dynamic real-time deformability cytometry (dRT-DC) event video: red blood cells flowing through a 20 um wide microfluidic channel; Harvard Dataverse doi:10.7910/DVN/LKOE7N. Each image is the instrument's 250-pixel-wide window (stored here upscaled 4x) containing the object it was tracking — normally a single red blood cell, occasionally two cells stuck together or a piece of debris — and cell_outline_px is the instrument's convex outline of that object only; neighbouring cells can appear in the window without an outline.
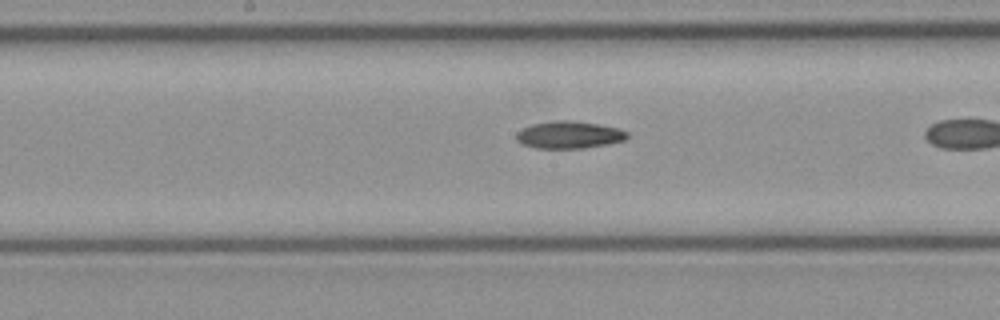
{"species": "common noctule bat (a hibernating species)", "species_latin": "Nyctalus noctula", "temperature_condition": "cold", "stored_images_in_passage": 28, "camera_frame_rate_fps": 3000, "um_per_image_px": 0.085, "animal": {"sex": "female", "body_mass_g": 21.9}, "frame": {"image": 1, "passage_image": 22, "time_ms": 7.0, "image_size_px": [1000, 320], "cell_outline_px": [[628, 136], [624, 140], [608, 144], [584, 148], [536, 148], [520, 144], [516, 140], [516, 132], [532, 124], [560, 120], [568, 120], [596, 124], [616, 128], [628, 132]], "centroid_in_image_um": [48.34, 11.47], "position_along_channel_um": 199.9, "area_um2": 17.46}}